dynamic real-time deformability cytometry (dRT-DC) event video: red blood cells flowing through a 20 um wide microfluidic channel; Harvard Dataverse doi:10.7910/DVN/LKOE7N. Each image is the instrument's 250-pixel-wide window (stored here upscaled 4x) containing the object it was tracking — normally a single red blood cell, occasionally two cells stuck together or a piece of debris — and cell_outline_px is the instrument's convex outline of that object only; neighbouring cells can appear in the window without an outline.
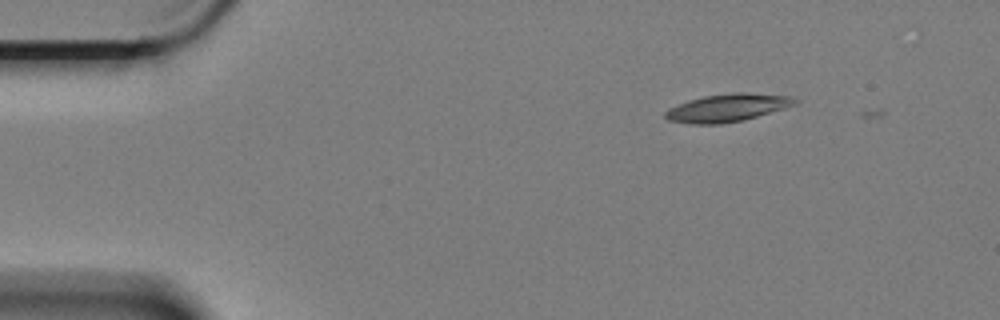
{"species": "Egyptian fruit bat (a non-hibernating species)", "species_latin": "Rousettus aegyptiacus", "temperature_condition": "cold", "stored_images_in_passage": 3, "camera_frame_rate_fps": 3000, "um_per_image_px": 0.085, "animal": {"sex": "female"}, "frame": {"image": 1, "passage_image": 1, "time_ms": 0.0, "image_size_px": [1000, 320], "cell_outline_px": [[800, 100], [796, 104], [784, 108], [744, 120], [720, 124], [688, 124], [668, 120], [664, 116], [664, 112], [668, 108], [688, 100], [704, 96], [736, 92], [748, 92], [792, 96]], "centroid_in_image_um": [61.83, 9.16], "position_along_channel_um": 23.2, "area_um2": 21.15}}